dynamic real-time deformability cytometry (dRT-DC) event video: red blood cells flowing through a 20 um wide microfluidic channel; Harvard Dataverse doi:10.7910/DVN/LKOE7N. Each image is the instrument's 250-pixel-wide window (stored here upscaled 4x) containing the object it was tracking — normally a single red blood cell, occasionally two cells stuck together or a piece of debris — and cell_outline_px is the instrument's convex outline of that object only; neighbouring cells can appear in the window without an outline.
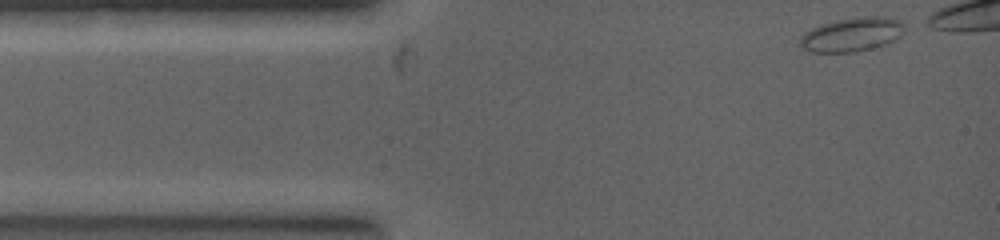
{"species": "common noctule bat (a hibernating species)", "species_latin": "Nyctalus noctula", "temperature_condition": "warm", "stored_images_in_passage": 18, "camera_frame_rate_fps": 5000, "um_per_image_px": 0.085, "animal": {"sex": "female", "body_mass_g": 19.0, "forearm_length_mm": 53.3}, "frame": {"image": 1, "passage_image": 1, "time_ms": 0.0, "image_size_px": [1000, 240], "cell_outline_px": [[904, 32], [892, 40], [884, 44], [852, 52], [812, 52], [804, 48], [800, 44], [800, 36], [812, 28], [824, 24], [844, 20], [900, 20], [904, 24]], "centroid_in_image_um": [72.32, 3.01], "position_along_channel_um": 12.7, "area_um2": 18.96}}